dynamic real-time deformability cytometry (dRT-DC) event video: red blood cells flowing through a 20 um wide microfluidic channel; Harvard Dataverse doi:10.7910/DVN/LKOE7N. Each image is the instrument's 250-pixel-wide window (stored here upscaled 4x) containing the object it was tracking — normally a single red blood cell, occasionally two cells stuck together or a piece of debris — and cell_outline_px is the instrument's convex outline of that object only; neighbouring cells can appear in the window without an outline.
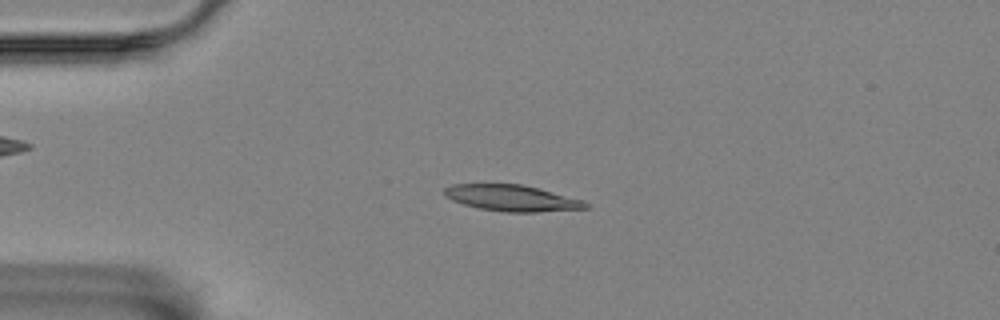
{"species": "Egyptian fruit bat (a non-hibernating species)", "species_latin": "Rousettus aegyptiacus", "temperature_condition": "room temperature", "stored_images_in_passage": 56, "camera_frame_rate_fps": 3000, "um_per_image_px": 0.085, "animal": {"sex": "female"}, "frame": {"image": 1, "passage_image": 13, "time_ms": 4.0, "image_size_px": [1000, 320], "cell_outline_px": [[588, 208], [536, 212], [504, 212], [480, 208], [464, 204], [452, 200], [444, 196], [444, 188], [452, 184], [520, 184], [540, 188], [584, 200], [588, 204]], "centroid_in_image_um": [43.51, 16.83], "position_along_channel_um": 41.5, "area_um2": 21.56}}
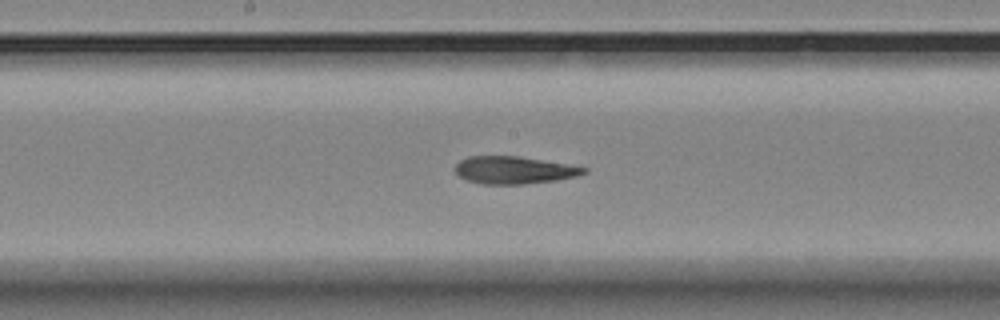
{"frame": {"image": 2, "passage_image": 29, "time_ms": 9.333, "image_size_px": [1000, 320], "cell_outline_px": [[588, 172], [576, 176], [556, 180], [524, 184], [480, 184], [456, 176], [456, 164], [460, 160], [468, 156], [520, 156], [588, 168]], "centroid_in_image_um": [43.66, 14.46], "position_along_channel_um": 204.5, "area_um2": 20.58}}
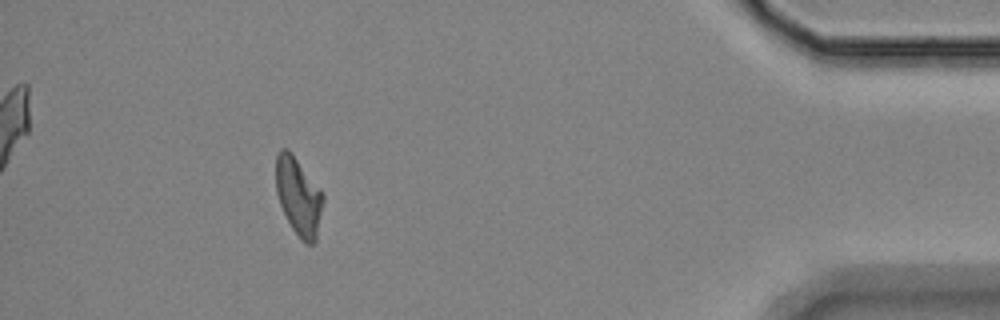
{"frame": {"image": 3, "passage_image": 51, "time_ms": 16.667, "image_size_px": [1000, 320], "cell_outline_px": [[324, 200], [316, 244], [304, 244], [300, 240], [292, 228], [280, 204], [276, 192], [276, 156], [280, 148], [288, 148], [292, 152], [324, 196]], "centroid_in_image_um": [25.38, 16.73], "position_along_channel_um": 409.8, "area_um2": 21.44}, "authors_computed_cell_mechanics": {"area_um2": 21.4149, "velocity_mm_per_s": 3.5159, "shape_relaxation_time_tau1_ms": 10.3593, "shape_relaxation_time_tau2_ms": 5.4252, "deformation_change_tau1": 0.2683, "deformation_change_tau2": 0.1112}}